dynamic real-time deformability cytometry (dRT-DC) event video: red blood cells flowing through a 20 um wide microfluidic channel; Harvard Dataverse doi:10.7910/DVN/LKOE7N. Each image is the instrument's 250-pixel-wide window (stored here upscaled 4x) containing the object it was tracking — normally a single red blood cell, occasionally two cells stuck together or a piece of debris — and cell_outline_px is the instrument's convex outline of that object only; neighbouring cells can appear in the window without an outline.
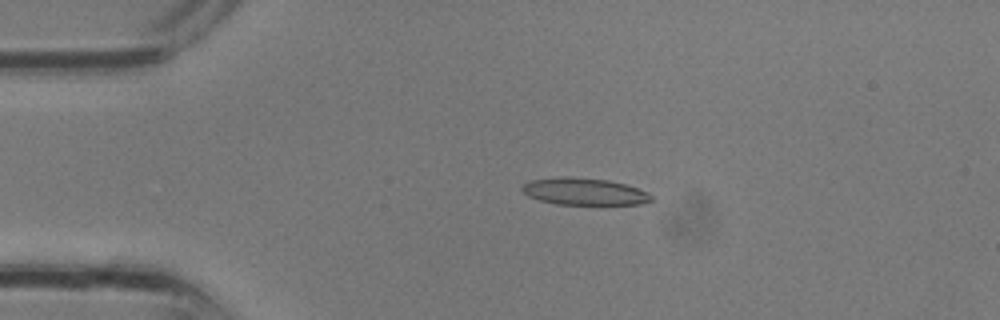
{"species": "common noctule bat (a hibernating species)", "species_latin": "Nyctalus noctula", "temperature_condition": "room temperature", "stored_images_in_passage": 2, "camera_frame_rate_fps": 3000, "um_per_image_px": 0.085, "animal": {"sex": "male", "body_mass_g": 13.3}, "frame": {"image": 1, "passage_image": 2, "time_ms": 0.333, "image_size_px": [1000, 320], "cell_outline_px": [[652, 200], [640, 204], [556, 204], [540, 200], [528, 196], [520, 188], [520, 184], [532, 180], [568, 176], [608, 180], [624, 184], [648, 192], [652, 196]], "centroid_in_image_um": [49.63, 16.28], "position_along_channel_um": 35.4, "area_um2": 20.17}}